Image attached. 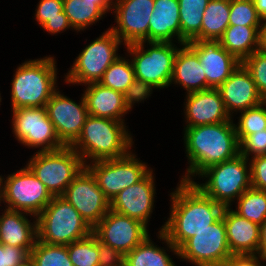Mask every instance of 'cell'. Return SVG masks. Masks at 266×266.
<instances>
[{
  "label": "cell",
  "instance_id": "cell-1",
  "mask_svg": "<svg viewBox=\"0 0 266 266\" xmlns=\"http://www.w3.org/2000/svg\"><path fill=\"white\" fill-rule=\"evenodd\" d=\"M179 181L169 195V218L159 229L177 249L195 233L218 221L225 208L205 195L193 182Z\"/></svg>",
  "mask_w": 266,
  "mask_h": 266
},
{
  "label": "cell",
  "instance_id": "cell-2",
  "mask_svg": "<svg viewBox=\"0 0 266 266\" xmlns=\"http://www.w3.org/2000/svg\"><path fill=\"white\" fill-rule=\"evenodd\" d=\"M233 122L184 127L183 142L189 166L181 181L193 182L207 168L231 160L239 154Z\"/></svg>",
  "mask_w": 266,
  "mask_h": 266
},
{
  "label": "cell",
  "instance_id": "cell-3",
  "mask_svg": "<svg viewBox=\"0 0 266 266\" xmlns=\"http://www.w3.org/2000/svg\"><path fill=\"white\" fill-rule=\"evenodd\" d=\"M127 128L125 122L89 115L71 147L85 166L94 161L122 158L133 151V137Z\"/></svg>",
  "mask_w": 266,
  "mask_h": 266
},
{
  "label": "cell",
  "instance_id": "cell-4",
  "mask_svg": "<svg viewBox=\"0 0 266 266\" xmlns=\"http://www.w3.org/2000/svg\"><path fill=\"white\" fill-rule=\"evenodd\" d=\"M53 56L26 60L15 69L11 80V109L46 107L58 89L57 63Z\"/></svg>",
  "mask_w": 266,
  "mask_h": 266
},
{
  "label": "cell",
  "instance_id": "cell-5",
  "mask_svg": "<svg viewBox=\"0 0 266 266\" xmlns=\"http://www.w3.org/2000/svg\"><path fill=\"white\" fill-rule=\"evenodd\" d=\"M36 218L37 240L46 244L67 246L92 233L89 224L61 196H54Z\"/></svg>",
  "mask_w": 266,
  "mask_h": 266
},
{
  "label": "cell",
  "instance_id": "cell-6",
  "mask_svg": "<svg viewBox=\"0 0 266 266\" xmlns=\"http://www.w3.org/2000/svg\"><path fill=\"white\" fill-rule=\"evenodd\" d=\"M198 177L207 179L205 183L193 181V184L224 207H231L233 201L252 187L250 161L240 154L207 168Z\"/></svg>",
  "mask_w": 266,
  "mask_h": 266
},
{
  "label": "cell",
  "instance_id": "cell-7",
  "mask_svg": "<svg viewBox=\"0 0 266 266\" xmlns=\"http://www.w3.org/2000/svg\"><path fill=\"white\" fill-rule=\"evenodd\" d=\"M145 44L149 46L146 47ZM182 45L179 44L178 47L171 42L145 41L126 45L135 78L152 84L156 89L168 88L173 75L174 59Z\"/></svg>",
  "mask_w": 266,
  "mask_h": 266
},
{
  "label": "cell",
  "instance_id": "cell-8",
  "mask_svg": "<svg viewBox=\"0 0 266 266\" xmlns=\"http://www.w3.org/2000/svg\"><path fill=\"white\" fill-rule=\"evenodd\" d=\"M26 166L53 196H61L85 164L71 146H65L55 151L35 152Z\"/></svg>",
  "mask_w": 266,
  "mask_h": 266
},
{
  "label": "cell",
  "instance_id": "cell-9",
  "mask_svg": "<svg viewBox=\"0 0 266 266\" xmlns=\"http://www.w3.org/2000/svg\"><path fill=\"white\" fill-rule=\"evenodd\" d=\"M124 43L108 28L102 35L86 45L65 74L66 84L86 85L99 82L104 72L120 55L119 46Z\"/></svg>",
  "mask_w": 266,
  "mask_h": 266
},
{
  "label": "cell",
  "instance_id": "cell-10",
  "mask_svg": "<svg viewBox=\"0 0 266 266\" xmlns=\"http://www.w3.org/2000/svg\"><path fill=\"white\" fill-rule=\"evenodd\" d=\"M3 187L4 205L7 204L5 209L24 212L35 217L54 197L27 166L3 178Z\"/></svg>",
  "mask_w": 266,
  "mask_h": 266
},
{
  "label": "cell",
  "instance_id": "cell-11",
  "mask_svg": "<svg viewBox=\"0 0 266 266\" xmlns=\"http://www.w3.org/2000/svg\"><path fill=\"white\" fill-rule=\"evenodd\" d=\"M12 133L25 147L37 151H55L65 147L59 140L46 107L12 109Z\"/></svg>",
  "mask_w": 266,
  "mask_h": 266
},
{
  "label": "cell",
  "instance_id": "cell-12",
  "mask_svg": "<svg viewBox=\"0 0 266 266\" xmlns=\"http://www.w3.org/2000/svg\"><path fill=\"white\" fill-rule=\"evenodd\" d=\"M86 167L95 176L100 190L110 202L151 170L147 163L138 159L132 151L122 158L94 161Z\"/></svg>",
  "mask_w": 266,
  "mask_h": 266
},
{
  "label": "cell",
  "instance_id": "cell-13",
  "mask_svg": "<svg viewBox=\"0 0 266 266\" xmlns=\"http://www.w3.org/2000/svg\"><path fill=\"white\" fill-rule=\"evenodd\" d=\"M178 259L195 266H223L232 255L223 217L189 238L179 249Z\"/></svg>",
  "mask_w": 266,
  "mask_h": 266
},
{
  "label": "cell",
  "instance_id": "cell-14",
  "mask_svg": "<svg viewBox=\"0 0 266 266\" xmlns=\"http://www.w3.org/2000/svg\"><path fill=\"white\" fill-rule=\"evenodd\" d=\"M93 229L110 210V201L85 166L61 195Z\"/></svg>",
  "mask_w": 266,
  "mask_h": 266
},
{
  "label": "cell",
  "instance_id": "cell-15",
  "mask_svg": "<svg viewBox=\"0 0 266 266\" xmlns=\"http://www.w3.org/2000/svg\"><path fill=\"white\" fill-rule=\"evenodd\" d=\"M154 0H112L116 26L110 28L124 43L149 42V20ZM116 14V15H115Z\"/></svg>",
  "mask_w": 266,
  "mask_h": 266
},
{
  "label": "cell",
  "instance_id": "cell-16",
  "mask_svg": "<svg viewBox=\"0 0 266 266\" xmlns=\"http://www.w3.org/2000/svg\"><path fill=\"white\" fill-rule=\"evenodd\" d=\"M148 229L141 221L110 209L92 229V233L98 241L125 255L150 235Z\"/></svg>",
  "mask_w": 266,
  "mask_h": 266
},
{
  "label": "cell",
  "instance_id": "cell-17",
  "mask_svg": "<svg viewBox=\"0 0 266 266\" xmlns=\"http://www.w3.org/2000/svg\"><path fill=\"white\" fill-rule=\"evenodd\" d=\"M76 103L59 88L46 104L47 114L54 125L59 140L71 146L80 136L86 118L89 116L84 95Z\"/></svg>",
  "mask_w": 266,
  "mask_h": 266
},
{
  "label": "cell",
  "instance_id": "cell-18",
  "mask_svg": "<svg viewBox=\"0 0 266 266\" xmlns=\"http://www.w3.org/2000/svg\"><path fill=\"white\" fill-rule=\"evenodd\" d=\"M151 170L137 183L122 190L111 202L110 209L141 221L147 227L155 203V176Z\"/></svg>",
  "mask_w": 266,
  "mask_h": 266
},
{
  "label": "cell",
  "instance_id": "cell-19",
  "mask_svg": "<svg viewBox=\"0 0 266 266\" xmlns=\"http://www.w3.org/2000/svg\"><path fill=\"white\" fill-rule=\"evenodd\" d=\"M199 57L206 75V90L217 89L241 62L224 47L220 40L201 39L186 43Z\"/></svg>",
  "mask_w": 266,
  "mask_h": 266
},
{
  "label": "cell",
  "instance_id": "cell-20",
  "mask_svg": "<svg viewBox=\"0 0 266 266\" xmlns=\"http://www.w3.org/2000/svg\"><path fill=\"white\" fill-rule=\"evenodd\" d=\"M184 100L183 111L186 124L184 127L215 124L233 119L227 113L218 89L210 88L188 93Z\"/></svg>",
  "mask_w": 266,
  "mask_h": 266
},
{
  "label": "cell",
  "instance_id": "cell-21",
  "mask_svg": "<svg viewBox=\"0 0 266 266\" xmlns=\"http://www.w3.org/2000/svg\"><path fill=\"white\" fill-rule=\"evenodd\" d=\"M217 89L231 118L234 117V112L237 115L238 112L261 103V95L256 84L242 63Z\"/></svg>",
  "mask_w": 266,
  "mask_h": 266
},
{
  "label": "cell",
  "instance_id": "cell-22",
  "mask_svg": "<svg viewBox=\"0 0 266 266\" xmlns=\"http://www.w3.org/2000/svg\"><path fill=\"white\" fill-rule=\"evenodd\" d=\"M222 217L231 254H258L260 225L239 216L232 207H225Z\"/></svg>",
  "mask_w": 266,
  "mask_h": 266
},
{
  "label": "cell",
  "instance_id": "cell-23",
  "mask_svg": "<svg viewBox=\"0 0 266 266\" xmlns=\"http://www.w3.org/2000/svg\"><path fill=\"white\" fill-rule=\"evenodd\" d=\"M0 214H2L0 215V242L24 248L30 253L37 240V218L24 212L8 209H4V212ZM28 216L33 217L34 221L31 222Z\"/></svg>",
  "mask_w": 266,
  "mask_h": 266
},
{
  "label": "cell",
  "instance_id": "cell-24",
  "mask_svg": "<svg viewBox=\"0 0 266 266\" xmlns=\"http://www.w3.org/2000/svg\"><path fill=\"white\" fill-rule=\"evenodd\" d=\"M153 7L149 20V42L183 44L178 0H154Z\"/></svg>",
  "mask_w": 266,
  "mask_h": 266
},
{
  "label": "cell",
  "instance_id": "cell-25",
  "mask_svg": "<svg viewBox=\"0 0 266 266\" xmlns=\"http://www.w3.org/2000/svg\"><path fill=\"white\" fill-rule=\"evenodd\" d=\"M85 87L83 95L90 116L125 122L124 116L128 110L122 93L99 82L86 84Z\"/></svg>",
  "mask_w": 266,
  "mask_h": 266
},
{
  "label": "cell",
  "instance_id": "cell-26",
  "mask_svg": "<svg viewBox=\"0 0 266 266\" xmlns=\"http://www.w3.org/2000/svg\"><path fill=\"white\" fill-rule=\"evenodd\" d=\"M172 84L181 86L186 94L206 90L204 69L198 55L187 44H183L175 56Z\"/></svg>",
  "mask_w": 266,
  "mask_h": 266
},
{
  "label": "cell",
  "instance_id": "cell-27",
  "mask_svg": "<svg viewBox=\"0 0 266 266\" xmlns=\"http://www.w3.org/2000/svg\"><path fill=\"white\" fill-rule=\"evenodd\" d=\"M150 236L125 254L124 266H177L167 252L170 250L175 256L179 257L178 249L167 239L164 233L158 230V239L162 243H166V248L155 245Z\"/></svg>",
  "mask_w": 266,
  "mask_h": 266
},
{
  "label": "cell",
  "instance_id": "cell-28",
  "mask_svg": "<svg viewBox=\"0 0 266 266\" xmlns=\"http://www.w3.org/2000/svg\"><path fill=\"white\" fill-rule=\"evenodd\" d=\"M261 26L229 25L219 39L221 46L240 62L260 49Z\"/></svg>",
  "mask_w": 266,
  "mask_h": 266
},
{
  "label": "cell",
  "instance_id": "cell-29",
  "mask_svg": "<svg viewBox=\"0 0 266 266\" xmlns=\"http://www.w3.org/2000/svg\"><path fill=\"white\" fill-rule=\"evenodd\" d=\"M210 0H178L181 26V42L201 40V24L204 10Z\"/></svg>",
  "mask_w": 266,
  "mask_h": 266
},
{
  "label": "cell",
  "instance_id": "cell-30",
  "mask_svg": "<svg viewBox=\"0 0 266 266\" xmlns=\"http://www.w3.org/2000/svg\"><path fill=\"white\" fill-rule=\"evenodd\" d=\"M230 0H210L202 17L201 39L219 40L229 26Z\"/></svg>",
  "mask_w": 266,
  "mask_h": 266
},
{
  "label": "cell",
  "instance_id": "cell-31",
  "mask_svg": "<svg viewBox=\"0 0 266 266\" xmlns=\"http://www.w3.org/2000/svg\"><path fill=\"white\" fill-rule=\"evenodd\" d=\"M63 11L66 14L72 30L84 31L96 24L107 14L97 3L84 0H63Z\"/></svg>",
  "mask_w": 266,
  "mask_h": 266
},
{
  "label": "cell",
  "instance_id": "cell-32",
  "mask_svg": "<svg viewBox=\"0 0 266 266\" xmlns=\"http://www.w3.org/2000/svg\"><path fill=\"white\" fill-rule=\"evenodd\" d=\"M34 16L39 26L50 35L72 29L63 11V0H40Z\"/></svg>",
  "mask_w": 266,
  "mask_h": 266
},
{
  "label": "cell",
  "instance_id": "cell-33",
  "mask_svg": "<svg viewBox=\"0 0 266 266\" xmlns=\"http://www.w3.org/2000/svg\"><path fill=\"white\" fill-rule=\"evenodd\" d=\"M236 201L233 211L239 216L258 225L266 220V191L251 187Z\"/></svg>",
  "mask_w": 266,
  "mask_h": 266
},
{
  "label": "cell",
  "instance_id": "cell-34",
  "mask_svg": "<svg viewBox=\"0 0 266 266\" xmlns=\"http://www.w3.org/2000/svg\"><path fill=\"white\" fill-rule=\"evenodd\" d=\"M127 57H119L104 72L102 79L99 81L105 87L116 90L124 94L129 85L135 79L133 64Z\"/></svg>",
  "mask_w": 266,
  "mask_h": 266
},
{
  "label": "cell",
  "instance_id": "cell-35",
  "mask_svg": "<svg viewBox=\"0 0 266 266\" xmlns=\"http://www.w3.org/2000/svg\"><path fill=\"white\" fill-rule=\"evenodd\" d=\"M34 266H73L67 246L51 245L36 240L30 252V260Z\"/></svg>",
  "mask_w": 266,
  "mask_h": 266
},
{
  "label": "cell",
  "instance_id": "cell-36",
  "mask_svg": "<svg viewBox=\"0 0 266 266\" xmlns=\"http://www.w3.org/2000/svg\"><path fill=\"white\" fill-rule=\"evenodd\" d=\"M67 250L73 266H99L98 239L93 233L68 244Z\"/></svg>",
  "mask_w": 266,
  "mask_h": 266
},
{
  "label": "cell",
  "instance_id": "cell-37",
  "mask_svg": "<svg viewBox=\"0 0 266 266\" xmlns=\"http://www.w3.org/2000/svg\"><path fill=\"white\" fill-rule=\"evenodd\" d=\"M239 113L238 123L234 124L239 143L246 136L266 129V108L261 103Z\"/></svg>",
  "mask_w": 266,
  "mask_h": 266
},
{
  "label": "cell",
  "instance_id": "cell-38",
  "mask_svg": "<svg viewBox=\"0 0 266 266\" xmlns=\"http://www.w3.org/2000/svg\"><path fill=\"white\" fill-rule=\"evenodd\" d=\"M253 0H230L229 25L261 26Z\"/></svg>",
  "mask_w": 266,
  "mask_h": 266
},
{
  "label": "cell",
  "instance_id": "cell-39",
  "mask_svg": "<svg viewBox=\"0 0 266 266\" xmlns=\"http://www.w3.org/2000/svg\"><path fill=\"white\" fill-rule=\"evenodd\" d=\"M256 84L262 96L266 93V51L259 49L246 57L242 62Z\"/></svg>",
  "mask_w": 266,
  "mask_h": 266
},
{
  "label": "cell",
  "instance_id": "cell-40",
  "mask_svg": "<svg viewBox=\"0 0 266 266\" xmlns=\"http://www.w3.org/2000/svg\"><path fill=\"white\" fill-rule=\"evenodd\" d=\"M239 154L248 160L256 156L266 155V129L246 136L239 143Z\"/></svg>",
  "mask_w": 266,
  "mask_h": 266
},
{
  "label": "cell",
  "instance_id": "cell-41",
  "mask_svg": "<svg viewBox=\"0 0 266 266\" xmlns=\"http://www.w3.org/2000/svg\"><path fill=\"white\" fill-rule=\"evenodd\" d=\"M153 88L155 87L152 84L135 78L123 94L125 107L128 112H131L135 103L144 102L146 98L148 99L153 92Z\"/></svg>",
  "mask_w": 266,
  "mask_h": 266
},
{
  "label": "cell",
  "instance_id": "cell-42",
  "mask_svg": "<svg viewBox=\"0 0 266 266\" xmlns=\"http://www.w3.org/2000/svg\"><path fill=\"white\" fill-rule=\"evenodd\" d=\"M30 260V253L21 247L0 242V266H23Z\"/></svg>",
  "mask_w": 266,
  "mask_h": 266
},
{
  "label": "cell",
  "instance_id": "cell-43",
  "mask_svg": "<svg viewBox=\"0 0 266 266\" xmlns=\"http://www.w3.org/2000/svg\"><path fill=\"white\" fill-rule=\"evenodd\" d=\"M249 161L252 187L266 191V155L253 157Z\"/></svg>",
  "mask_w": 266,
  "mask_h": 266
},
{
  "label": "cell",
  "instance_id": "cell-44",
  "mask_svg": "<svg viewBox=\"0 0 266 266\" xmlns=\"http://www.w3.org/2000/svg\"><path fill=\"white\" fill-rule=\"evenodd\" d=\"M99 266H124L125 255L98 241Z\"/></svg>",
  "mask_w": 266,
  "mask_h": 266
},
{
  "label": "cell",
  "instance_id": "cell-45",
  "mask_svg": "<svg viewBox=\"0 0 266 266\" xmlns=\"http://www.w3.org/2000/svg\"><path fill=\"white\" fill-rule=\"evenodd\" d=\"M264 263L265 261L258 254H241L231 255L223 266H265Z\"/></svg>",
  "mask_w": 266,
  "mask_h": 266
},
{
  "label": "cell",
  "instance_id": "cell-46",
  "mask_svg": "<svg viewBox=\"0 0 266 266\" xmlns=\"http://www.w3.org/2000/svg\"><path fill=\"white\" fill-rule=\"evenodd\" d=\"M258 255L266 263V220L260 225V244Z\"/></svg>",
  "mask_w": 266,
  "mask_h": 266
},
{
  "label": "cell",
  "instance_id": "cell-47",
  "mask_svg": "<svg viewBox=\"0 0 266 266\" xmlns=\"http://www.w3.org/2000/svg\"><path fill=\"white\" fill-rule=\"evenodd\" d=\"M89 3H97L106 13L112 11V0H84Z\"/></svg>",
  "mask_w": 266,
  "mask_h": 266
},
{
  "label": "cell",
  "instance_id": "cell-48",
  "mask_svg": "<svg viewBox=\"0 0 266 266\" xmlns=\"http://www.w3.org/2000/svg\"><path fill=\"white\" fill-rule=\"evenodd\" d=\"M260 49L266 51V17L262 19V23H261Z\"/></svg>",
  "mask_w": 266,
  "mask_h": 266
},
{
  "label": "cell",
  "instance_id": "cell-49",
  "mask_svg": "<svg viewBox=\"0 0 266 266\" xmlns=\"http://www.w3.org/2000/svg\"><path fill=\"white\" fill-rule=\"evenodd\" d=\"M259 16L263 19L266 17V0H253Z\"/></svg>",
  "mask_w": 266,
  "mask_h": 266
},
{
  "label": "cell",
  "instance_id": "cell-50",
  "mask_svg": "<svg viewBox=\"0 0 266 266\" xmlns=\"http://www.w3.org/2000/svg\"><path fill=\"white\" fill-rule=\"evenodd\" d=\"M3 176L0 175V204L4 203V187H3ZM1 206V205H0Z\"/></svg>",
  "mask_w": 266,
  "mask_h": 266
},
{
  "label": "cell",
  "instance_id": "cell-51",
  "mask_svg": "<svg viewBox=\"0 0 266 266\" xmlns=\"http://www.w3.org/2000/svg\"><path fill=\"white\" fill-rule=\"evenodd\" d=\"M261 104L266 108V93L261 96Z\"/></svg>",
  "mask_w": 266,
  "mask_h": 266
},
{
  "label": "cell",
  "instance_id": "cell-52",
  "mask_svg": "<svg viewBox=\"0 0 266 266\" xmlns=\"http://www.w3.org/2000/svg\"><path fill=\"white\" fill-rule=\"evenodd\" d=\"M23 266H34L30 261H28L25 265Z\"/></svg>",
  "mask_w": 266,
  "mask_h": 266
}]
</instances>
